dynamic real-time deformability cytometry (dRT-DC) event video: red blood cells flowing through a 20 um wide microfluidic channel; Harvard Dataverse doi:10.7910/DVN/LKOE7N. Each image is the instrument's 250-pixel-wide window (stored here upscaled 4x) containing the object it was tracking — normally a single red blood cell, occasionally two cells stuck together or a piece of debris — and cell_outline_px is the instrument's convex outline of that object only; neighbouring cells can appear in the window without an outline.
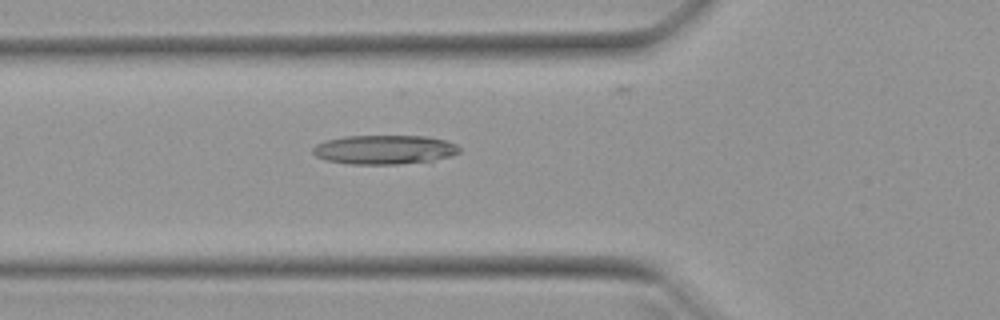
{"species": "Egyptian fruit bat (a non-hibernating species)", "species_latin": "Rousettus aegyptiacus", "temperature_condition": "warm", "stored_images_in_passage": 44, "camera_frame_rate_fps": 3000, "um_per_image_px": 0.085, "animal": {"sex": "female"}, "frame": {"image": 1, "passage_image": 18, "time_ms": 5.667, "image_size_px": [1000, 320], "cell_outline_px": [[460, 152], [452, 156], [432, 160], [400, 164], [348, 164], [324, 160], [316, 156], [312, 152], [312, 148], [316, 144], [324, 140], [344, 136], [428, 136], [444, 140], [456, 144], [460, 148]], "centroid_in_image_um": [32.64, 12.72], "position_along_channel_um": 93.2, "area_um2": 25.09}}
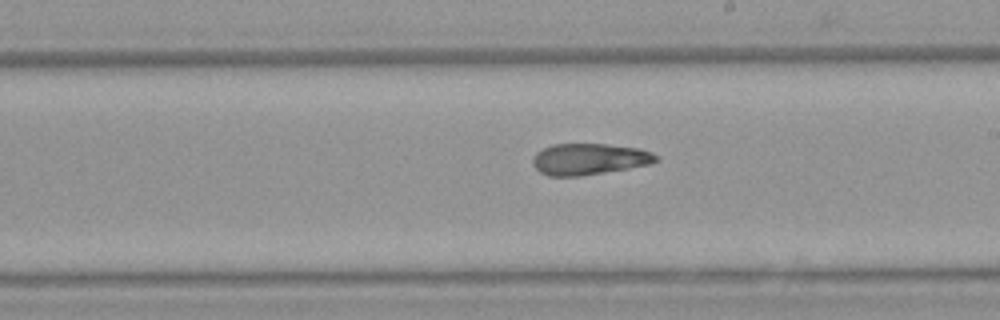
{"frame": {"image": 2, "passage_image": 29, "time_ms": 9.333, "image_size_px": [1000, 320], "cell_outline_px": [[660, 156], [656, 160], [648, 164], [628, 168], [580, 176], [548, 176], [540, 172], [532, 164], [532, 160], [536, 152], [552, 144], [604, 144], [640, 148], [652, 152]], "centroid_in_image_um": [50.06, 13.52], "position_along_channel_um": 238.9, "area_um2": 22.43}}
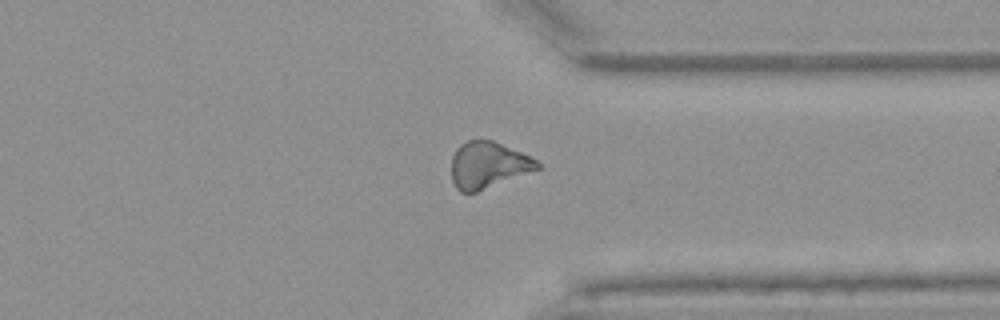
{"frame": {"image": 3, "passage_image": 39, "time_ms": 12.667, "image_size_px": [1000, 320], "cell_outline_px": [[540, 168], [476, 192], [460, 192], [456, 188], [452, 180], [452, 156], [456, 148], [460, 144], [468, 140], [492, 140], [520, 152], [536, 160], [540, 164]], "centroid_in_image_um": [41.44, 14.02], "position_along_channel_um": 370.0, "area_um2": 22.89}}